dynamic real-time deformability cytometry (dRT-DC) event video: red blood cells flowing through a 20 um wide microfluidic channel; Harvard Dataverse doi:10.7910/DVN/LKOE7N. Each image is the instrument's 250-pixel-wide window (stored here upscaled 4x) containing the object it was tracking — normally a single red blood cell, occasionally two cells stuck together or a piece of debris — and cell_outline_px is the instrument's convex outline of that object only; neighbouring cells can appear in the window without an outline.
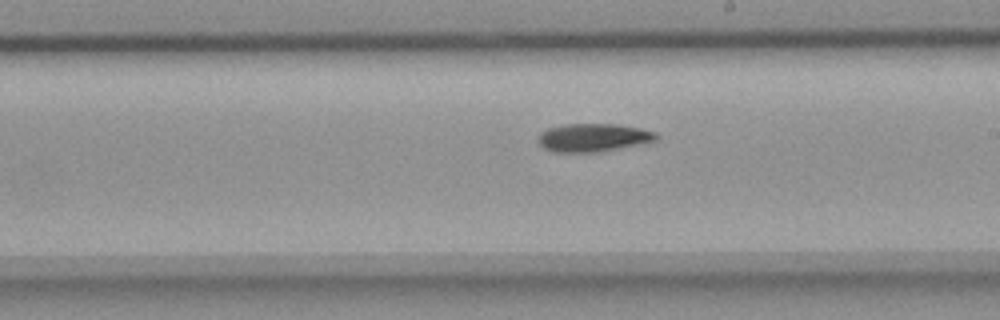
{"species": "common noctule bat (a hibernating species)", "species_latin": "Nyctalus noctula", "temperature_condition": "room temperature", "stored_images_in_passage": 38, "camera_frame_rate_fps": 3000, "um_per_image_px": 0.085, "animal": {"sex": "female", "body_mass_g": 18.4}, "frame": {"image": 1, "passage_image": 26, "time_ms": 8.333, "image_size_px": [1000, 320], "cell_outline_px": [[660, 136], [656, 140], [640, 144], [596, 152], [552, 152], [544, 148], [536, 140], [536, 136], [540, 132], [548, 128], [564, 124], [616, 124], [640, 128], [656, 132]], "centroid_in_image_um": [50.38, 11.69], "position_along_channel_um": 238.6, "area_um2": 19.48}}
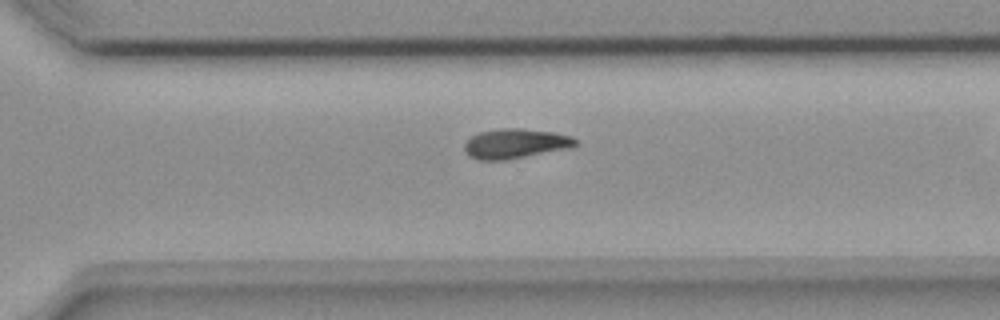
{"frame": {"image": 2, "passage_image": 33, "time_ms": 10.667, "image_size_px": [1000, 320], "cell_outline_px": [[576, 144], [572, 148], [504, 160], [480, 160], [468, 156], [464, 148], [464, 144], [472, 136], [480, 132], [504, 128], [520, 128], [552, 132], [572, 136], [576, 140]], "centroid_in_image_um": [43.81, 12.21], "position_along_channel_um": 326.8, "area_um2": 19.13}}
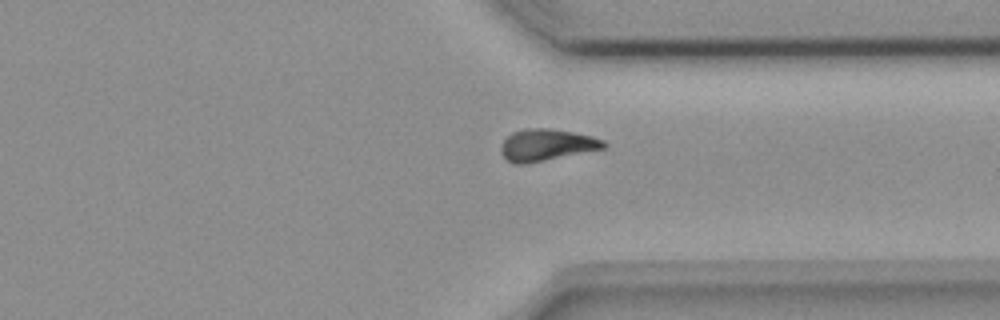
{"frame": {"image": 3, "passage_image": 36, "time_ms": 11.667, "image_size_px": [1000, 320], "cell_outline_px": [[608, 144], [604, 148], [524, 164], [516, 164], [508, 160], [504, 156], [500, 148], [504, 140], [512, 132], [524, 128], [548, 128], [572, 132], [592, 136], [604, 140]], "centroid_in_image_um": [46.46, 12.3], "position_along_channel_um": 364.9, "area_um2": 18.73}}